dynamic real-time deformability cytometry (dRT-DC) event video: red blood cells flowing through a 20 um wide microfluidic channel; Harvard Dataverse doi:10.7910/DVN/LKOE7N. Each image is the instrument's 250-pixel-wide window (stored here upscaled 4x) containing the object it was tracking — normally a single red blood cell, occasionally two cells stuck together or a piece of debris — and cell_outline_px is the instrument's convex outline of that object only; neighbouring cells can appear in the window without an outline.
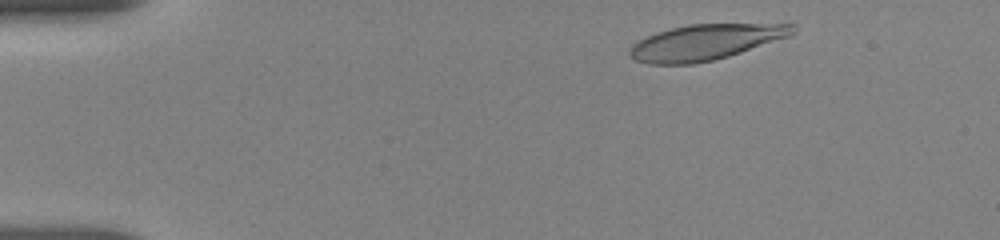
{"species": "human", "species_latin": "Homo sapiens", "temperature_condition": "room temperature", "stored_images_in_passage": 44, "camera_frame_rate_fps": 3000, "um_per_image_px": 0.085, "donor": {"sex": "female"}, "frame": {"image": 1, "passage_image": 1, "time_ms": 0.0, "image_size_px": [1000, 240], "cell_outline_px": [[796, 32], [788, 36], [728, 56], [712, 60], [692, 64], [648, 64], [636, 60], [628, 56], [628, 52], [632, 44], [648, 36], [672, 28], [688, 24], [796, 24]], "centroid_in_image_um": [59.93, 3.59], "position_along_channel_um": 25.1, "area_um2": 33.35}}
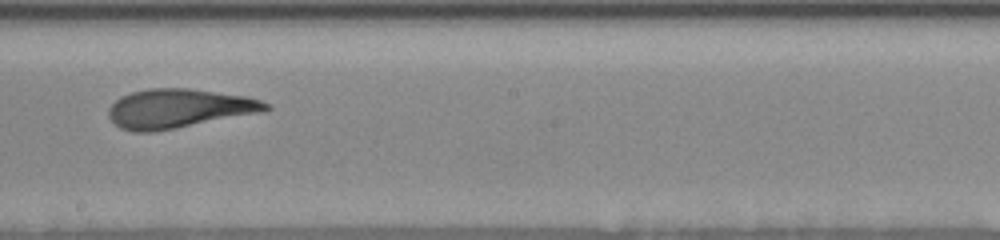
{"frame": {"image": 2, "passage_image": 22, "time_ms": 7.667, "image_size_px": [1000, 240], "cell_outline_px": [[272, 108], [264, 112], [176, 128], [152, 132], [132, 132], [120, 128], [108, 116], [108, 108], [120, 96], [132, 92], [148, 88], [188, 88], [248, 96], [260, 100], [268, 104]], "centroid_in_image_um": [15.2, 9.22], "position_along_channel_um": 233.0, "area_um2": 35.95}}
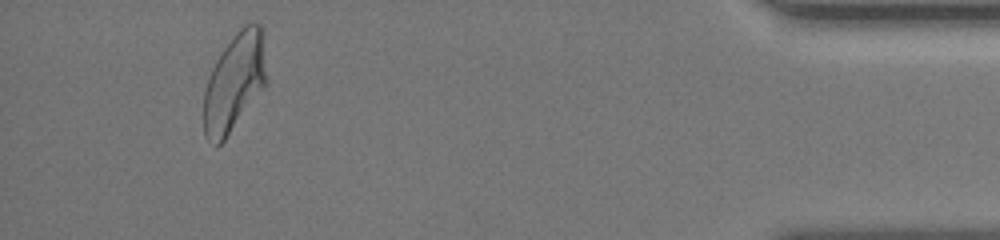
{"frame": {"image": 3, "passage_image": 41, "time_ms": 14.0, "image_size_px": [1000, 240], "cell_outline_px": [[268, 84], [224, 140], [216, 148], [204, 136], [204, 92], [212, 68], [216, 60], [232, 36], [244, 24], [252, 20], [260, 24], [264, 28], [268, 80]], "centroid_in_image_um": [19.99, 6.95], "position_along_channel_um": 415.2, "area_um2": 36.76}, "authors_computed_cell_mechanics": {"area_um2": 35.7782, "velocity_mm_per_s": 3.7897, "shape_relaxation_time_tau1_ms": 4.767, "shape_relaxation_time_tau2_ms": 1.8165, "deformation_change_tau1": 0.1967, "deformation_change_tau2": 0.1044}}